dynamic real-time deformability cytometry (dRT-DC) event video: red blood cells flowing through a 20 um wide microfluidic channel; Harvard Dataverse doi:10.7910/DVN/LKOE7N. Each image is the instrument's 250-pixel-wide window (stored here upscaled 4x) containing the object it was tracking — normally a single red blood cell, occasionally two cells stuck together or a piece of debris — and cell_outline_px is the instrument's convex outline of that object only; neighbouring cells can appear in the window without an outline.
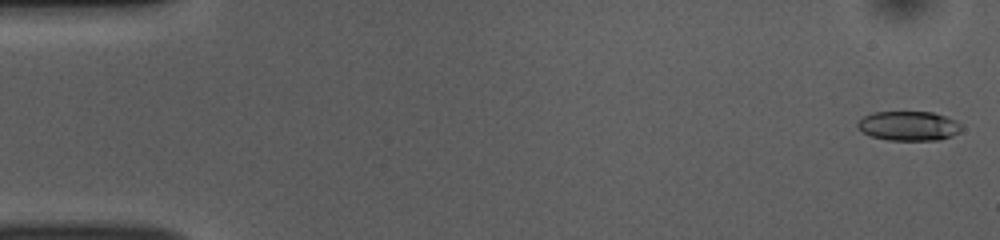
{"species": "common noctule bat (a hibernating species)", "species_latin": "Nyctalus noctula", "temperature_condition": "room temperature", "stored_images_in_passage": 51, "camera_frame_rate_fps": 3000, "um_per_image_px": 0.085, "animal": {"sex": "female", "body_mass_g": 10.0, "forearm_length_mm": 53.1}, "frame": {"image": 1, "passage_image": 1, "time_ms": 0.0, "image_size_px": [1000, 240], "cell_outline_px": [[960, 132], [952, 136], [940, 140], [888, 140], [872, 136], [864, 132], [856, 124], [864, 116], [872, 112], [932, 112], [944, 116], [960, 124]], "centroid_in_image_um": [77.23, 10.71], "position_along_channel_um": 7.8, "area_um2": 17.57}}
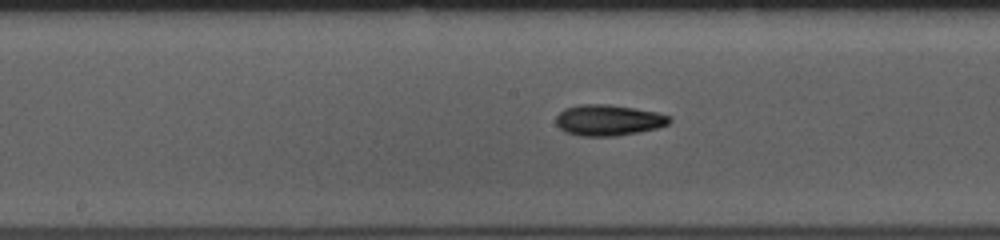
{"frame": {"image": 2, "passage_image": 26, "time_ms": 8.333, "image_size_px": [1000, 240], "cell_outline_px": [[672, 120], [668, 124], [656, 128], [616, 136], [580, 136], [564, 132], [556, 124], [556, 116], [564, 108], [580, 104], [608, 104], [656, 112], [668, 116]], "centroid_in_image_um": [51.66, 10.21], "position_along_channel_um": 196.5, "area_um2": 20.35}}
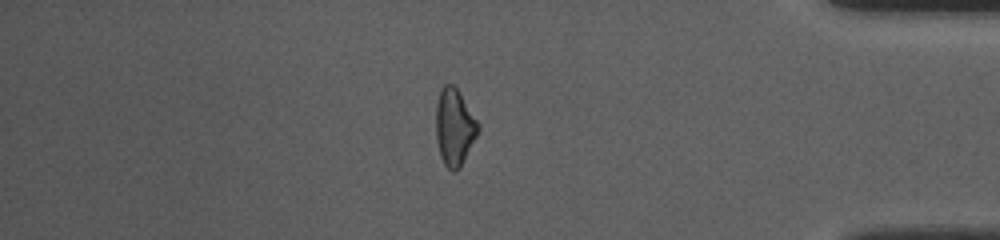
{"frame": {"image": 3, "passage_image": 44, "time_ms": 14.333, "image_size_px": [1000, 240], "cell_outline_px": [[480, 128], [460, 168], [456, 172], [452, 172], [444, 164], [440, 156], [436, 140], [436, 104], [440, 88], [444, 84], [452, 84], [460, 92], [480, 124]], "centroid_in_image_um": [38.62, 10.8], "position_along_channel_um": 396.6, "area_um2": 19.07}, "authors_computed_cell_mechanics": {"area_um2": 19.1318, "velocity_mm_per_s": 3.8744, "shape_relaxation_time_tau1_ms": 5.1073, "shape_relaxation_time_tau2_ms": 4.0828, "deformation_change_tau1": 0.1459, "deformation_change_tau2": 0.1282}}